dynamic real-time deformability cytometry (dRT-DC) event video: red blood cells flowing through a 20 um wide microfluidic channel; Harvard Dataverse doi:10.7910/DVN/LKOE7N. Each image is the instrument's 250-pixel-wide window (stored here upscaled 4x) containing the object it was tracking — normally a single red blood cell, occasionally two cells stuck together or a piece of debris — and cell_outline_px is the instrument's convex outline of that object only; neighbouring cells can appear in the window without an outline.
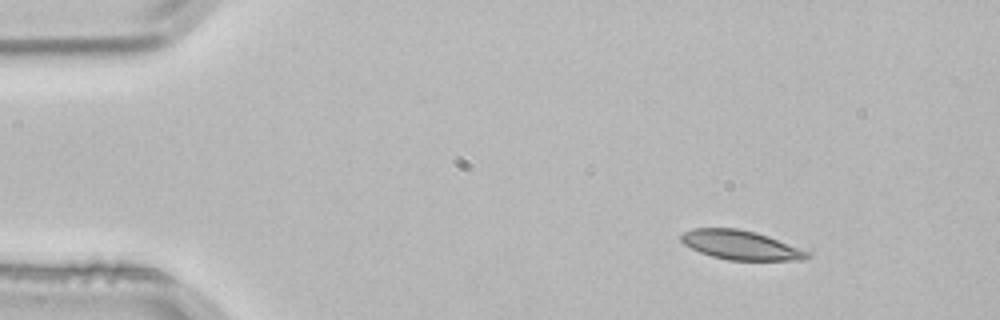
{"species": "common noctule bat (a hibernating species)", "species_latin": "Nyctalus noctula", "temperature_condition": "room temperature", "stored_images_in_passage": 3, "camera_frame_rate_fps": 3000, "um_per_image_px": 0.085, "animal": {"sex": "male", "body_mass_g": 21.5, "forearm_length_mm": 52.0}, "frame": {"image": 1, "passage_image": 1, "time_ms": 0.0, "image_size_px": [1000, 320], "cell_outline_px": [[812, 256], [804, 260], [728, 260], [712, 256], [700, 252], [684, 244], [680, 240], [680, 236], [684, 232], [692, 228], [736, 228], [756, 232], [768, 236], [808, 252]], "centroid_in_image_um": [62.93, 20.83], "position_along_channel_um": 22.1, "area_um2": 21.27}}
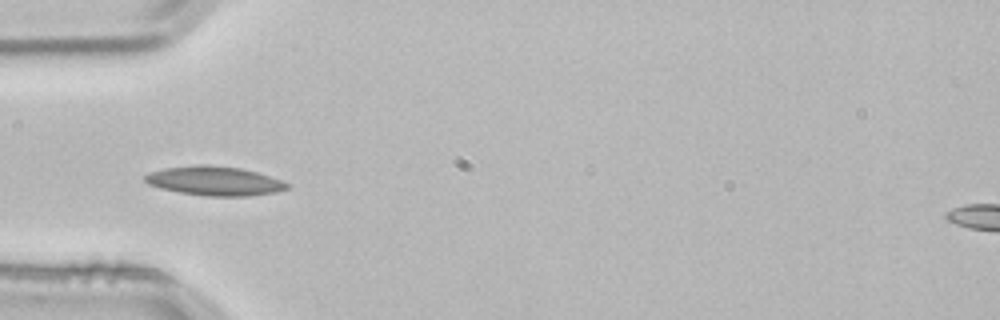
{"frame": {"image": 2, "passage_image": 3, "time_ms": 0.667, "image_size_px": [1000, 320], "cell_outline_px": [[292, 188], [276, 192], [248, 196], [204, 196], [180, 192], [160, 188], [148, 184], [144, 180], [144, 176], [148, 172], [164, 168], [200, 164], [204, 164], [240, 168], [256, 172], [292, 184]], "centroid_in_image_um": [18.24, 15.38], "position_along_channel_um": 66.8, "area_um2": 24.28}}